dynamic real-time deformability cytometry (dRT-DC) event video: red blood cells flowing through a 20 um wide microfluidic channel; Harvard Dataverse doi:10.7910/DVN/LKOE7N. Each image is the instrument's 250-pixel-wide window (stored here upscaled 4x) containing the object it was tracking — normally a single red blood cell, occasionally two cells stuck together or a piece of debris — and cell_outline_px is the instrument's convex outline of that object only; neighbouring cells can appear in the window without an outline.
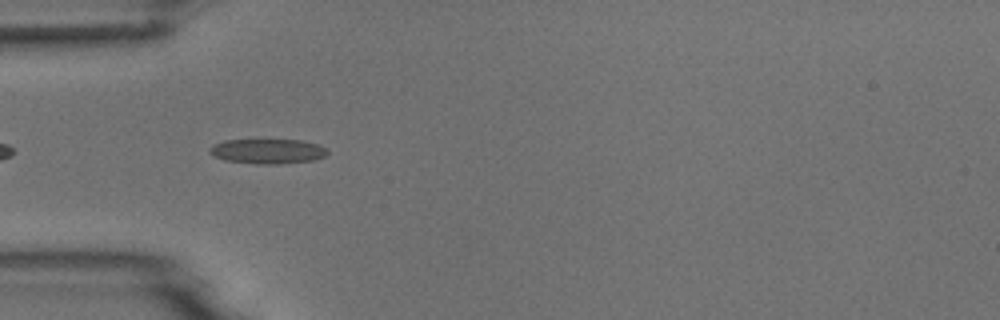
{"species": "common noctule bat (a hibernating species)", "species_latin": "Nyctalus noctula", "temperature_condition": "room temperature", "stored_images_in_passage": 5, "segment_of_instrument_passage": [2, 2], "camera_frame_rate_fps": 3000, "um_per_image_px": 0.085, "animal": {"sex": "male", "body_mass_g": 18.8}, "frame": {"image": 1, "passage_image": 4, "time_ms": 4.667, "image_size_px": [1000, 320], "cell_outline_px": [[328, 152], [324, 156], [312, 160], [276, 164], [256, 164], [224, 160], [212, 156], [208, 152], [208, 148], [212, 144], [224, 140], [300, 140], [316, 144], [328, 148]], "centroid_in_image_um": [22.68, 12.85], "position_along_channel_um": 62.3, "area_um2": 17.11}}